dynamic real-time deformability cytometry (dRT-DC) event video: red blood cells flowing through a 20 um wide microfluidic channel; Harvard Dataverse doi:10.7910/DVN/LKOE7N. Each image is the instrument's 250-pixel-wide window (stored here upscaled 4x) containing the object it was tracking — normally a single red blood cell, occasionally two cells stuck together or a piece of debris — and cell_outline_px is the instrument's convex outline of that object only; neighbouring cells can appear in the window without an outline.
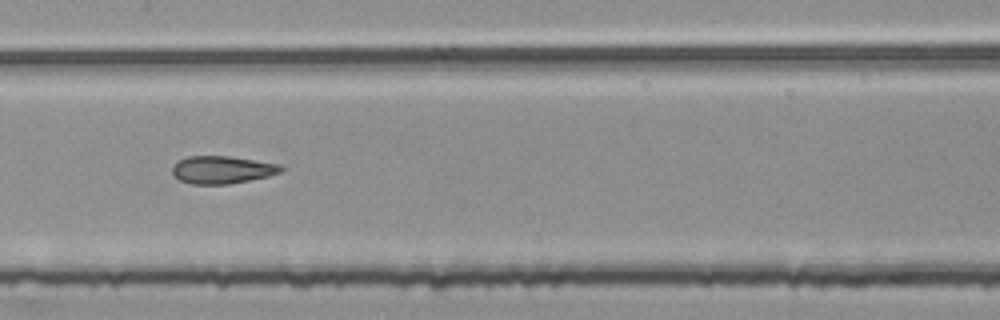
{"species": "common noctule bat (a hibernating species)", "species_latin": "Nyctalus noctula", "temperature_condition": "room temperature", "stored_images_in_passage": 55, "segment_of_instrument_passage": [2, 2], "camera_frame_rate_fps": 3000, "um_per_image_px": 0.085, "animal": {"sex": "female", "body_mass_g": 25.1}, "frame": {"image": 1, "passage_image": 28, "time_ms": 9.0, "image_size_px": [1000, 320], "cell_outline_px": [[284, 168], [280, 172], [268, 176], [228, 184], [192, 184], [180, 180], [172, 176], [172, 168], [180, 160], [188, 156], [228, 156], [280, 164]], "centroid_in_image_um": [18.86, 14.43], "position_along_channel_um": 188.5, "area_um2": 17.34}}
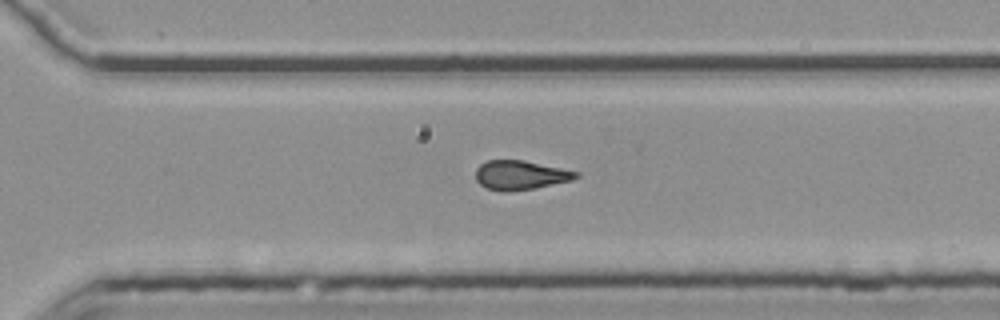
{"frame": {"image": 2, "passage_image": 39, "time_ms": 12.667, "image_size_px": [1000, 320], "cell_outline_px": [[580, 176], [572, 180], [536, 188], [508, 192], [504, 192], [488, 188], [480, 184], [476, 180], [476, 168], [480, 164], [488, 160], [524, 160], [580, 172]], "centroid_in_image_um": [44.25, 14.88], "position_along_channel_um": 326.4, "area_um2": 17.17}}
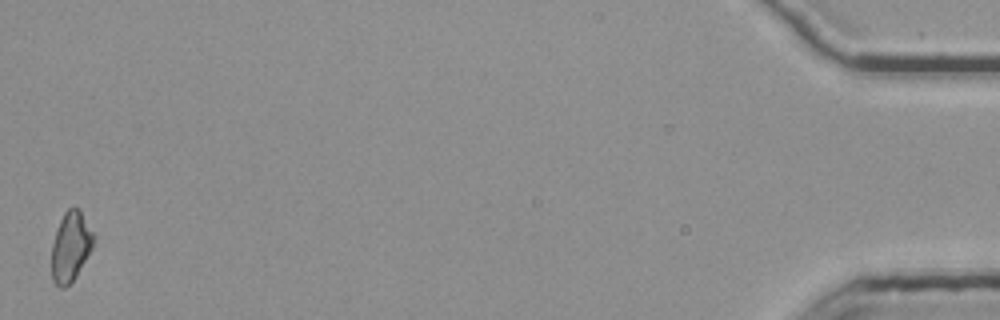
{"frame": {"image": 3, "passage_image": 55, "time_ms": 18.0, "image_size_px": [1000, 320], "cell_outline_px": [[96, 240], [92, 248], [76, 276], [64, 288], [60, 288], [52, 280], [52, 244], [60, 220], [64, 212], [68, 208], [80, 208], [96, 236]], "centroid_in_image_um": [6.03, 20.93], "position_along_channel_um": 429.2, "area_um2": 17.11}}